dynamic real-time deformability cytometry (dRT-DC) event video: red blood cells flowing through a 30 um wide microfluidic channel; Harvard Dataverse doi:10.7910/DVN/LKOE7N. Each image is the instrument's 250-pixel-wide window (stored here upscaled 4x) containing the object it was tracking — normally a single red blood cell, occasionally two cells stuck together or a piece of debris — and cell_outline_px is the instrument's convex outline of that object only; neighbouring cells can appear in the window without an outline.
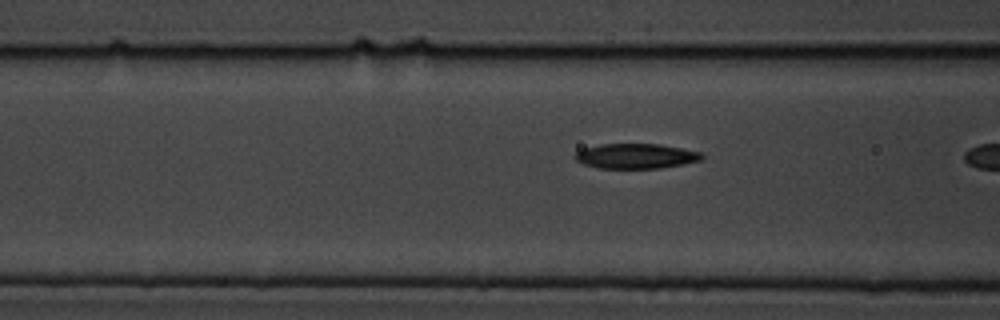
{"species": "common noctule bat (a hibernating species)", "species_latin": "Nyctalus noctula", "temperature_condition": "cold", "stored_images_in_passage": 6, "camera_frame_rate_fps": 3000, "um_per_image_px": 0.085, "animal": {"sex": "male", "body_mass_g": 19.5, "forearm_length_mm": 54.6}, "frame": {"image": 1, "passage_image": 4, "time_ms": 1.0, "image_size_px": [1000, 320], "cell_outline_px": [[704, 156], [700, 160], [684, 164], [660, 168], [600, 168], [584, 164], [576, 160], [572, 156], [576, 152], [584, 148], [600, 144], [660, 144], [700, 152]], "centroid_in_image_um": [54.02, 13.26], "position_along_channel_um": 112.6, "area_um2": 18.38}}